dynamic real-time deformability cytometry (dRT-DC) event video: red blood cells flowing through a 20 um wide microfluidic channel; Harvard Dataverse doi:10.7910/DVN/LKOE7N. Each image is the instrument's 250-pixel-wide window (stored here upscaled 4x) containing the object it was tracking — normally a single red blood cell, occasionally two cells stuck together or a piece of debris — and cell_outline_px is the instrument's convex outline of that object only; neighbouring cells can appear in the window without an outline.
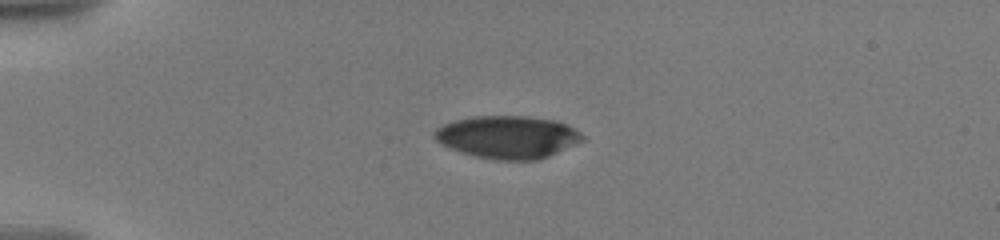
{"species": "human", "species_latin": "Homo sapiens", "temperature_condition": "warm", "stored_images_in_passage": 58, "camera_frame_rate_fps": 3000, "um_per_image_px": 0.085, "donor": {"sex": "male"}, "frame": {"image": 1, "passage_image": 1, "time_ms": 0.0, "image_size_px": [1000, 240], "cell_outline_px": [[584, 140], [556, 152], [536, 160], [496, 160], [476, 156], [452, 148], [436, 140], [432, 136], [432, 132], [436, 128], [444, 124], [456, 120], [472, 116], [528, 116], [556, 120], [568, 124], [580, 132], [584, 136]], "centroid_in_image_um": [43.16, 11.63], "position_along_channel_um": 41.8, "area_um2": 36.53}}
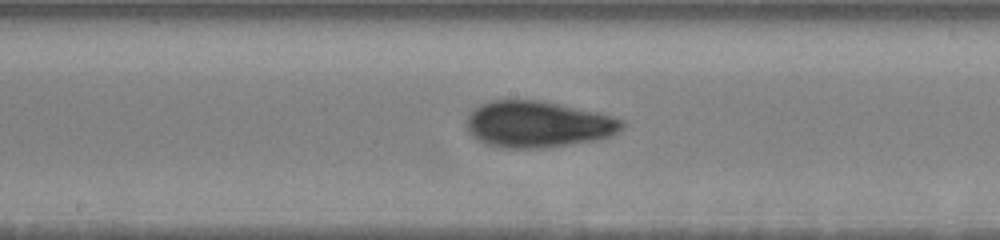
{"frame": {"image": 2, "passage_image": 37, "time_ms": 5.667, "image_size_px": [1000, 240], "cell_outline_px": [[624, 124], [616, 132], [608, 136], [592, 140], [540, 148], [508, 148], [488, 144], [480, 140], [468, 128], [468, 116], [472, 108], [480, 104], [492, 100], [540, 100], [600, 112], [624, 120]], "centroid_in_image_um": [45.73, 10.53], "position_along_channel_um": 202.5, "area_um2": 41.38}}
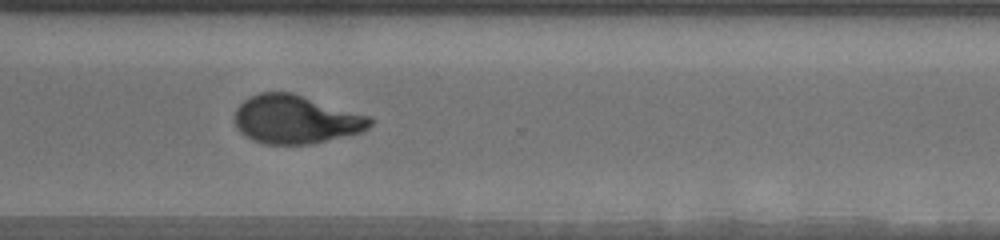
{"frame": {"image": 3, "passage_image": 57, "time_ms": 9.667, "image_size_px": [1000, 240], "cell_outline_px": [[372, 124], [368, 128], [360, 132], [312, 144], [264, 144], [252, 140], [240, 132], [236, 124], [236, 108], [244, 100], [260, 92], [292, 92], [368, 116], [372, 120]], "centroid_in_image_um": [25.12, 10.15], "position_along_channel_um": 345.5, "area_um2": 37.86}}